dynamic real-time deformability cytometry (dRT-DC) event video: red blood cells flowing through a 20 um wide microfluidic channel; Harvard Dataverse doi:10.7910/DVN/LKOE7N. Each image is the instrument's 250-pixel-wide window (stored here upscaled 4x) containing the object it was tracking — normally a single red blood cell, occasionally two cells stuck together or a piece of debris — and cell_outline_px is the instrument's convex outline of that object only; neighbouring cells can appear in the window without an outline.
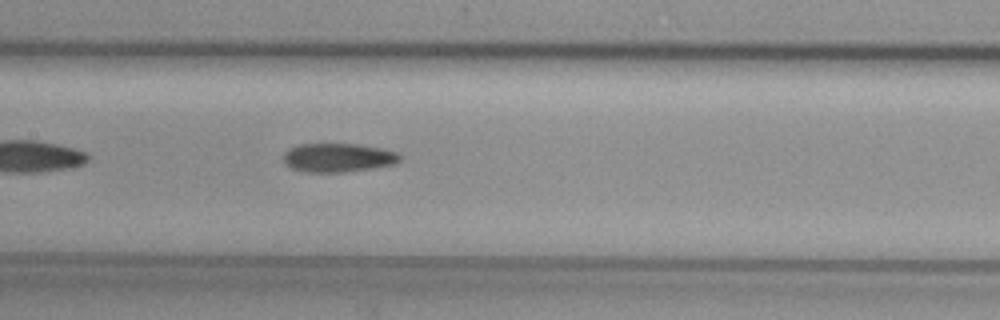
{"species": "common noctule bat (a hibernating species)", "species_latin": "Nyctalus noctula", "temperature_condition": "cold", "stored_images_in_passage": 40, "camera_frame_rate_fps": 3000, "um_per_image_px": 0.085, "animal": {"sex": "female", "body_mass_g": 29.2, "forearm_length_mm": 56.3}, "frame": {"image": 1, "passage_image": 12, "time_ms": 3.667, "image_size_px": [1000, 320], "cell_outline_px": [[400, 160], [396, 164], [372, 168], [344, 172], [304, 172], [292, 168], [284, 164], [284, 152], [288, 148], [296, 144], [356, 144], [380, 148], [400, 152]], "centroid_in_image_um": [28.72, 13.4], "position_along_channel_um": 178.7, "area_um2": 19.71}}
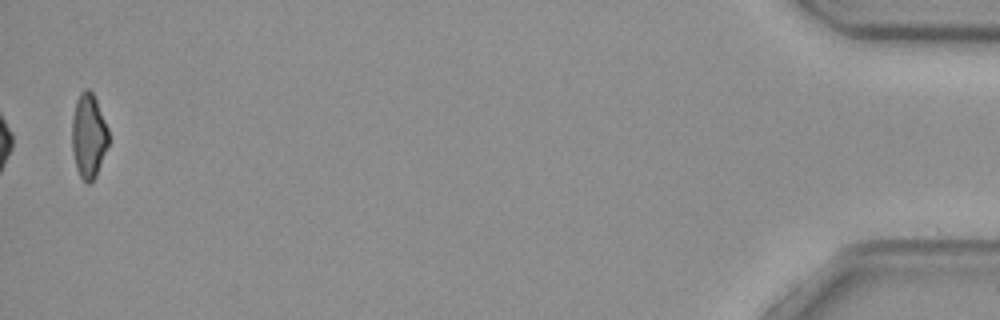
{"frame": {"image": 2, "passage_image": 40, "time_ms": 13.0, "image_size_px": [1000, 320], "cell_outline_px": [[108, 144], [96, 176], [88, 184], [80, 176], [76, 168], [72, 148], [72, 120], [76, 100], [80, 92], [84, 88], [88, 88], [92, 92], [96, 100], [108, 128]], "centroid_in_image_um": [7.52, 11.52], "position_along_channel_um": 427.7, "area_um2": 17.86}, "authors_computed_cell_mechanics": {"area_um2": 19.6231, "velocity_mm_per_s": 3.7185, "shape_relaxation_time_tau1_ms": 9.983, "shape_relaxation_time_tau2_ms": 6.9171, "deformation_change_tau1": 0.2015, "deformation_change_tau2": 0.1521}}